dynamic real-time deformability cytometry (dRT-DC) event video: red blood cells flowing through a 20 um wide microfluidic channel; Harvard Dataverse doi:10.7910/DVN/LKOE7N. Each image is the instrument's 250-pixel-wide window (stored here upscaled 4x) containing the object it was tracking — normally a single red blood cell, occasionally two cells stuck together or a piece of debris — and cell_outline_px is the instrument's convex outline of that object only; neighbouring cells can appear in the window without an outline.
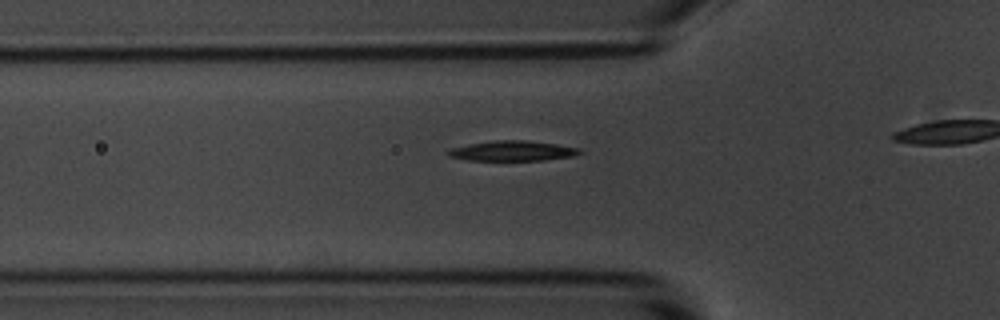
{"species": "common noctule bat (a hibernating species)", "species_latin": "Nyctalus noctula", "temperature_condition": "room temperature", "stored_images_in_passage": 8, "camera_frame_rate_fps": 3000, "um_per_image_px": 0.085, "animal": {"sex": "male", "body_mass_g": 20.1, "forearm_length_mm": 53.5}, "frame": {"image": 1, "passage_image": 3, "time_ms": 0.667, "image_size_px": [1000, 320], "cell_outline_px": [[584, 152], [572, 156], [544, 160], [468, 160], [448, 156], [448, 148], [468, 144], [492, 140], [524, 140], [556, 144], [580, 148]], "centroid_in_image_um": [43.55, 12.82], "position_along_channel_um": 82.3, "area_um2": 15.43}}
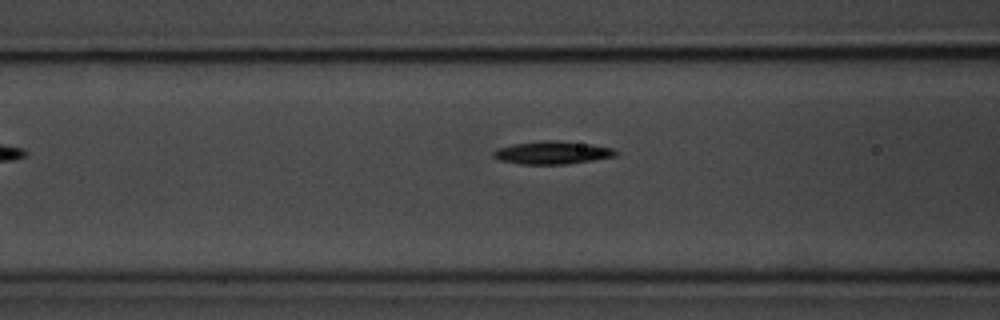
{"frame": {"image": 2, "passage_image": 6, "time_ms": 1.667, "image_size_px": [1000, 320], "cell_outline_px": [[620, 152], [616, 156], [592, 160], [564, 164], [520, 164], [500, 160], [492, 156], [492, 152], [496, 148], [512, 144], [544, 140], [556, 140], [588, 144], [612, 148]], "centroid_in_image_um": [46.91, 12.97], "position_along_channel_um": 119.7, "area_um2": 16.3}}